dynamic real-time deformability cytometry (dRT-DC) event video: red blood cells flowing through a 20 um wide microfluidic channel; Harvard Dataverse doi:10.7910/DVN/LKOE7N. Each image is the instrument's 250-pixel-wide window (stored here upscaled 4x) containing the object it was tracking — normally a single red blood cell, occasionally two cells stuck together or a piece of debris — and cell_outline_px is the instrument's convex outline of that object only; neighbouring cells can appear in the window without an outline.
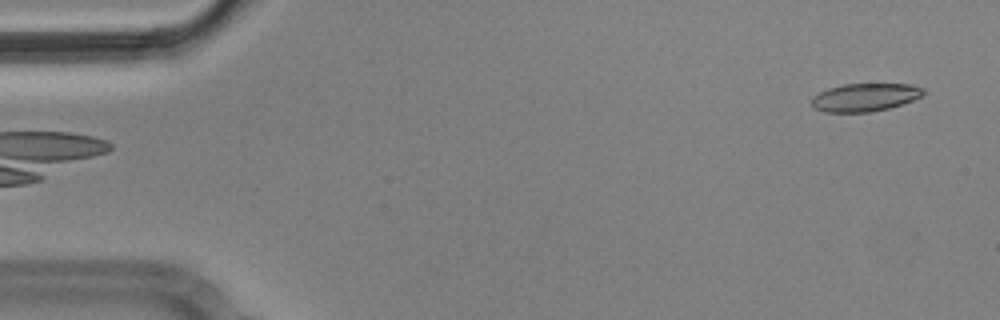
{"species": "Egyptian fruit bat (a non-hibernating species)", "species_latin": "Rousettus aegyptiacus", "temperature_condition": "cold", "stored_images_in_passage": 4, "camera_frame_rate_fps": 3000, "um_per_image_px": 0.085, "animal": {"sex": "male"}, "frame": {"image": 1, "passage_image": 4, "time_ms": 1.0, "image_size_px": [1000, 320], "cell_outline_px": [[924, 92], [920, 96], [912, 100], [888, 108], [872, 112], [824, 112], [812, 108], [812, 96], [828, 88], [844, 84], [912, 84], [924, 88]], "centroid_in_image_um": [73.48, 8.27], "position_along_channel_um": 11.5, "area_um2": 18.21}}